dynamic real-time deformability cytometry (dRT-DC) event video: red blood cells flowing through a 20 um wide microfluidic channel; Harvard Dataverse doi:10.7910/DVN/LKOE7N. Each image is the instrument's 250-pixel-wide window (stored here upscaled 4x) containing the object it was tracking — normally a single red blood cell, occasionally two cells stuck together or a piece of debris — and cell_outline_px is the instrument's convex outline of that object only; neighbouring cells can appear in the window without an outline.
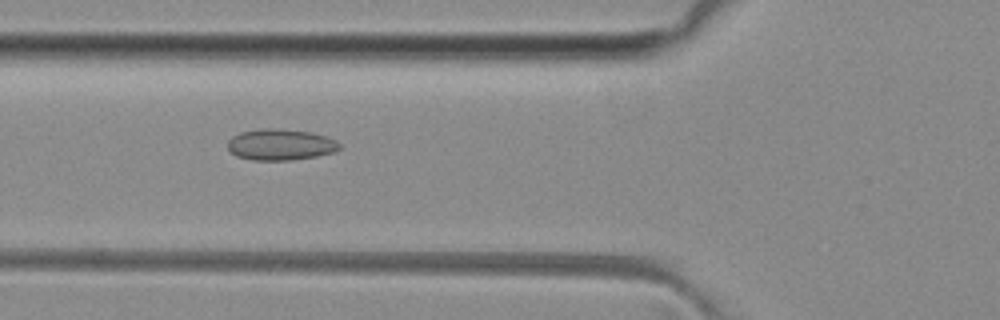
{"species": "common noctule bat (a hibernating species)", "species_latin": "Nyctalus noctula", "temperature_condition": "room temperature", "stored_images_in_passage": 42, "camera_frame_rate_fps": 3000, "um_per_image_px": 0.085, "animal": {"sex": "female", "body_mass_g": 29.2, "forearm_length_mm": 56.3}, "frame": {"image": 1, "passage_image": 10, "time_ms": 3.0, "image_size_px": [1000, 320], "cell_outline_px": [[340, 148], [336, 152], [316, 156], [292, 160], [252, 160], [236, 156], [228, 148], [228, 140], [232, 136], [240, 132], [260, 128], [276, 128], [312, 132], [328, 136], [336, 140], [340, 144]], "centroid_in_image_um": [23.86, 12.28], "position_along_channel_um": 101.9, "area_um2": 20.58}}
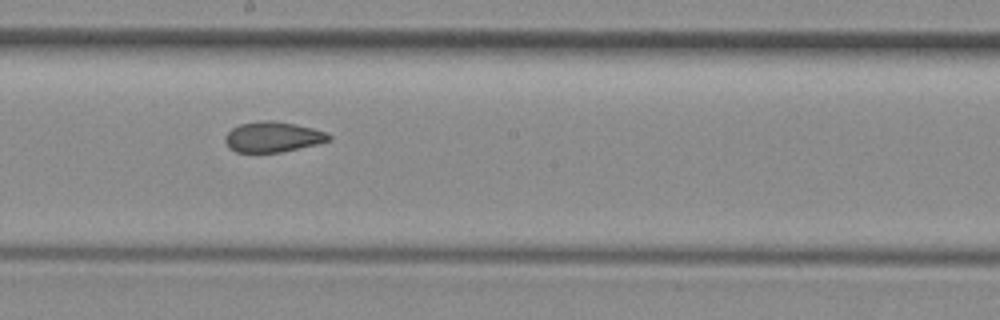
{"frame": {"image": 2, "passage_image": 19, "time_ms": 6.0, "image_size_px": [1000, 320], "cell_outline_px": [[332, 140], [316, 144], [280, 152], [236, 152], [228, 148], [224, 140], [224, 136], [232, 128], [240, 124], [264, 120], [272, 120], [296, 124], [312, 128], [324, 132], [332, 136]], "centroid_in_image_um": [23.16, 11.64], "position_along_channel_um": 225.0, "area_um2": 18.32}}
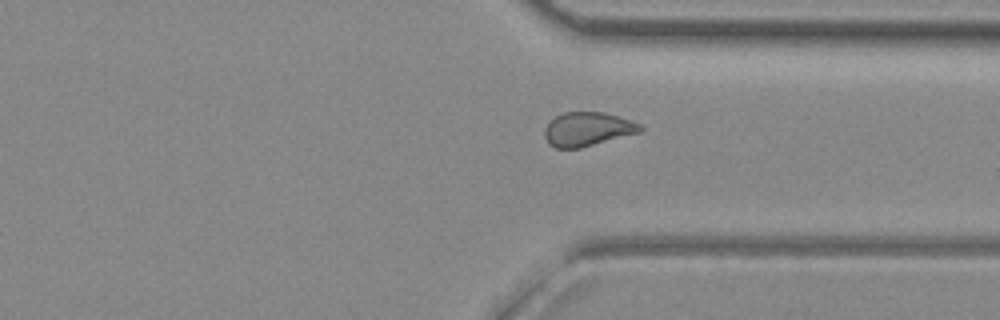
{"frame": {"image": 3, "passage_image": 29, "time_ms": 9.333, "image_size_px": [1000, 320], "cell_outline_px": [[644, 128], [640, 132], [580, 148], [556, 148], [548, 144], [544, 136], [544, 128], [548, 120], [564, 112], [604, 112], [640, 124]], "centroid_in_image_um": [49.88, 10.98], "position_along_channel_um": 361.5, "area_um2": 18.9}, "authors_computed_cell_mechanics": {"area_um2": 18.9873, "velocity_mm_per_s": 4.0969, "shape_relaxation_time_tau1_ms": null, "shape_relaxation_time_tau2_ms": 1.8094, "deformation_change_tau1": null, "deformation_change_tau2": 0.0809}}